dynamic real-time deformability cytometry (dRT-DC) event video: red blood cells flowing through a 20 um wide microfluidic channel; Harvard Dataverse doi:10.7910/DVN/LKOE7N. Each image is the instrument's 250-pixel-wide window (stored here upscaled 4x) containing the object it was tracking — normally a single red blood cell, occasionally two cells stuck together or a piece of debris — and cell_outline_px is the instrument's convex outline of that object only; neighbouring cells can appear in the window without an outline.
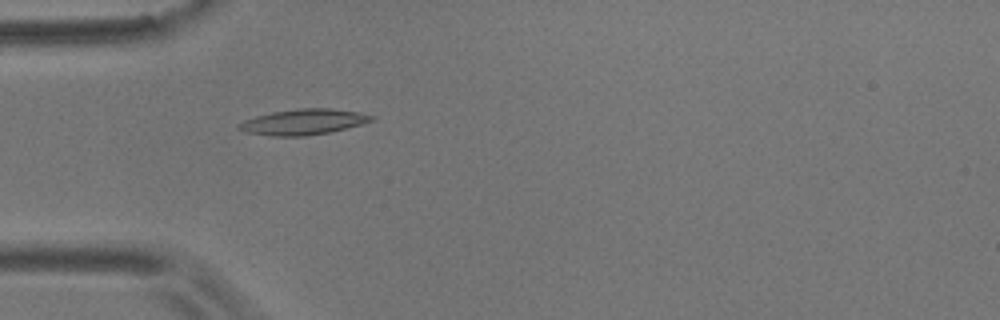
{"species": "common noctule bat (a hibernating species)", "species_latin": "Nyctalus noctula", "temperature_condition": "room temperature", "stored_images_in_passage": 2, "camera_frame_rate_fps": 3000, "um_per_image_px": 0.085, "animal": {"sex": "male", "body_mass_g": 17.9}, "frame": {"image": 1, "passage_image": 2, "time_ms": 0.333, "image_size_px": [1000, 320], "cell_outline_px": [[376, 120], [332, 132], [304, 136], [272, 136], [244, 132], [236, 128], [236, 124], [244, 120], [256, 116], [272, 112], [300, 108], [328, 108], [360, 112], [376, 116]], "centroid_in_image_um": [25.8, 10.36], "position_along_channel_um": 59.2, "area_um2": 20.06}}